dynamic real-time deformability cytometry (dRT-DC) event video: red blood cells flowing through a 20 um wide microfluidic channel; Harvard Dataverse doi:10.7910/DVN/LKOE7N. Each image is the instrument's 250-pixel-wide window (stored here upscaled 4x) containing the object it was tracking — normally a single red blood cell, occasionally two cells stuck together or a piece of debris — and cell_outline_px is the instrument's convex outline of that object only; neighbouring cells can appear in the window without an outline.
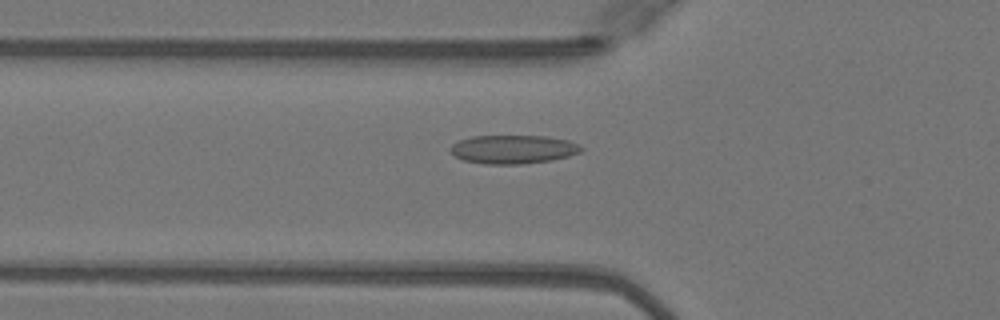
{"species": "Egyptian fruit bat (a non-hibernating species)", "species_latin": "Rousettus aegyptiacus", "temperature_condition": "warm", "stored_images_in_passage": 50, "camera_frame_rate_fps": 3000, "um_per_image_px": 0.085, "animal": {"sex": "female"}, "frame": {"image": 1, "passage_image": 18, "time_ms": 5.667, "image_size_px": [1000, 320], "cell_outline_px": [[584, 148], [580, 152], [568, 156], [552, 160], [524, 164], [484, 164], [464, 160], [456, 156], [452, 152], [452, 144], [460, 140], [472, 136], [544, 136], [568, 140]], "centroid_in_image_um": [43.63, 12.7], "position_along_channel_um": 82.2, "area_um2": 21.62}}
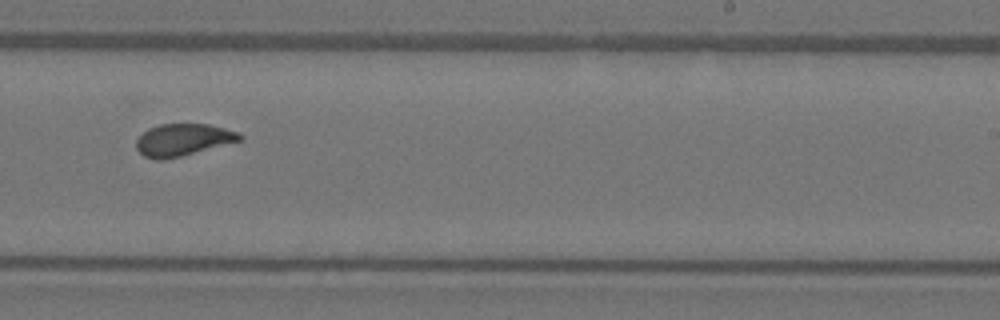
{"frame": {"image": 2, "passage_image": 32, "time_ms": 10.333, "image_size_px": [1000, 320], "cell_outline_px": [[244, 140], [164, 160], [156, 160], [144, 156], [136, 148], [136, 140], [148, 128], [160, 124], [208, 124], [240, 132], [244, 136]], "centroid_in_image_um": [15.58, 11.88], "position_along_channel_um": 273.4, "area_um2": 19.42}}
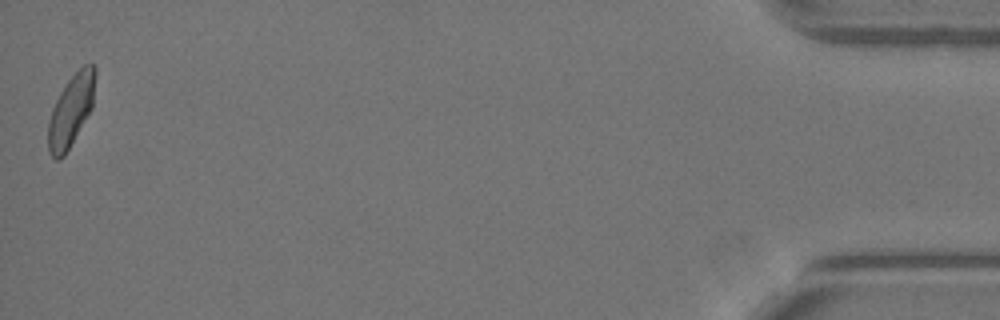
{"frame": {"image": 3, "passage_image": 50, "time_ms": 16.333, "image_size_px": [1000, 320], "cell_outline_px": [[96, 72], [92, 108], [64, 156], [60, 160], [56, 160], [48, 152], [48, 120], [52, 108], [60, 92], [68, 80], [84, 64], [92, 64], [96, 68]], "centroid_in_image_um": [6.02, 9.4], "position_along_channel_um": 429.2, "area_um2": 19.54}, "authors_computed_cell_mechanics": {"area_um2": 19.7387, "velocity_mm_per_s": 4.0864, "shape_relaxation_time_tau1_ms": 4.2817, "shape_relaxation_time_tau2_ms": 0.8486, "deformation_change_tau1": 0.1381, "deformation_change_tau2": 0.0556}}